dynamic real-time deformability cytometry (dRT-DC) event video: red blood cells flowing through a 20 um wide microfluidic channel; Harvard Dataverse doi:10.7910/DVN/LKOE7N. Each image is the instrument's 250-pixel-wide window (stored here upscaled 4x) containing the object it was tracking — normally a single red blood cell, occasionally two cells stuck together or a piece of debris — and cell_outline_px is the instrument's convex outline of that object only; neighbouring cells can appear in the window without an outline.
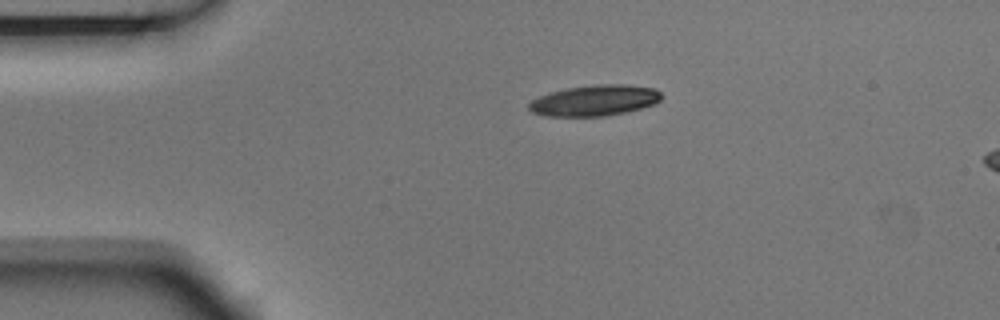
{"species": "Egyptian fruit bat (a non-hibernating species)", "species_latin": "Rousettus aegyptiacus", "temperature_condition": "room temperature", "stored_images_in_passage": 3, "segment_of_instrument_passage": [1, 2], "camera_frame_rate_fps": 3000, "um_per_image_px": 0.085, "animal": {"sex": "male"}, "frame": {"image": 1, "passage_image": 1, "time_ms": 0.0, "image_size_px": [1000, 320], "cell_outline_px": [[660, 100], [652, 104], [640, 108], [608, 116], [548, 116], [532, 112], [528, 108], [528, 104], [532, 100], [540, 96], [552, 92], [568, 88], [596, 84], [624, 84], [656, 88], [660, 92]], "centroid_in_image_um": [50.54, 8.53], "position_along_channel_um": 34.5, "area_um2": 23.58}}